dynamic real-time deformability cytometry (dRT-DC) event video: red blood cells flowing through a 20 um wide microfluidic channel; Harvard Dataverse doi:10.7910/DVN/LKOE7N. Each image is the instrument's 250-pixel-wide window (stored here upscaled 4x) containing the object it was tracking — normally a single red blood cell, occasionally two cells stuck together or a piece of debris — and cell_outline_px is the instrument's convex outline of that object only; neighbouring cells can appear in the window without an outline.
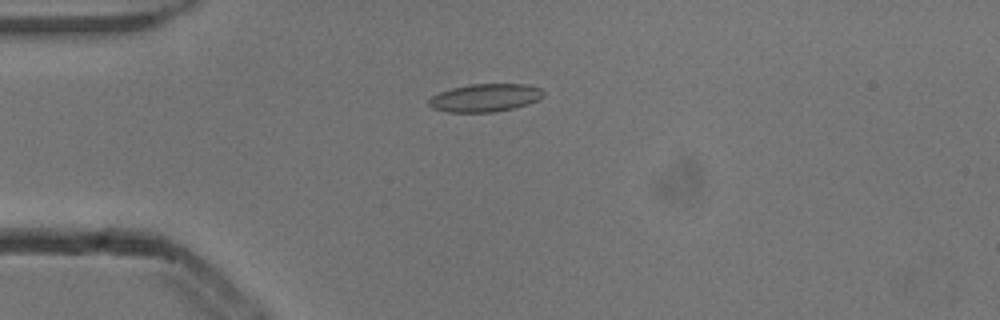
{"species": "common noctule bat (a hibernating species)", "species_latin": "Nyctalus noctula", "temperature_condition": "cold", "stored_images_in_passage": 4, "camera_frame_rate_fps": 3000, "um_per_image_px": 0.085, "animal": {"sex": "male", "body_mass_g": 13.3}, "frame": {"image": 1, "passage_image": 2, "time_ms": 0.333, "image_size_px": [1000, 320], "cell_outline_px": [[544, 96], [528, 104], [496, 112], [448, 112], [432, 108], [428, 104], [428, 100], [432, 96], [440, 92], [452, 88], [468, 84], [528, 84], [540, 88], [544, 92]], "centroid_in_image_um": [41.23, 8.31], "position_along_channel_um": 43.8, "area_um2": 18.67}}
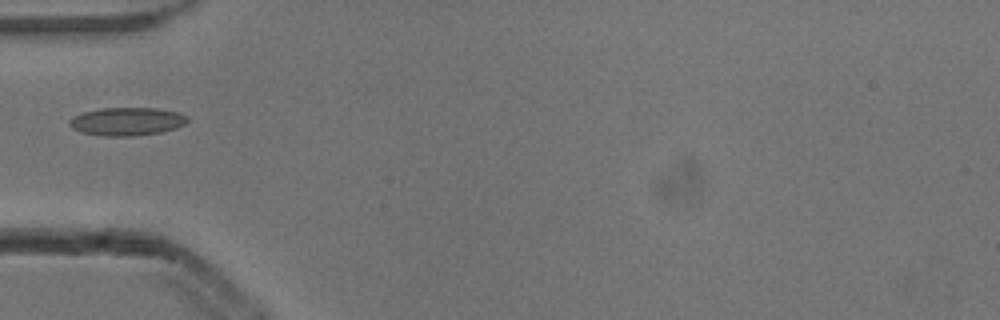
{"frame": {"image": 2, "passage_image": 3, "time_ms": 0.667, "image_size_px": [1000, 320], "cell_outline_px": [[188, 120], [184, 124], [176, 128], [160, 132], [132, 136], [100, 136], [84, 132], [72, 128], [68, 124], [68, 120], [72, 116], [84, 112], [100, 108], [156, 108], [180, 112], [188, 116]], "centroid_in_image_um": [10.78, 10.32], "position_along_channel_um": 74.2, "area_um2": 19.42}}
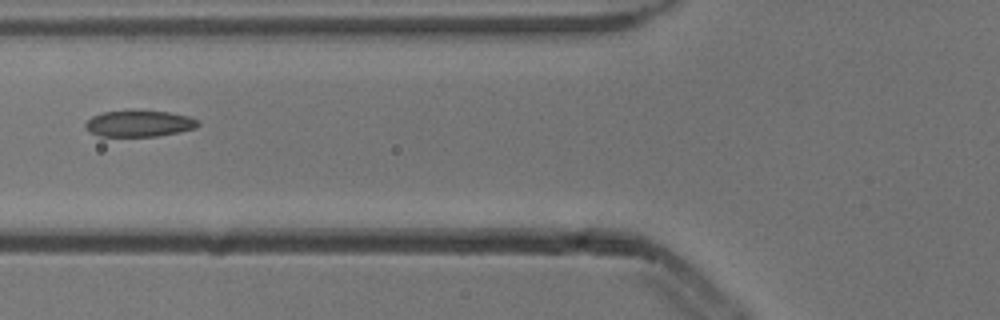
{"frame": {"image": 3, "passage_image": 4, "time_ms": 1.0, "image_size_px": [1000, 320], "cell_outline_px": [[200, 124], [196, 128], [180, 132], [156, 136], [100, 136], [84, 128], [84, 124], [92, 116], [104, 112], [128, 108], [168, 112], [188, 116], [200, 120]], "centroid_in_image_um": [11.84, 10.47], "position_along_channel_um": 114.0, "area_um2": 17.8}}